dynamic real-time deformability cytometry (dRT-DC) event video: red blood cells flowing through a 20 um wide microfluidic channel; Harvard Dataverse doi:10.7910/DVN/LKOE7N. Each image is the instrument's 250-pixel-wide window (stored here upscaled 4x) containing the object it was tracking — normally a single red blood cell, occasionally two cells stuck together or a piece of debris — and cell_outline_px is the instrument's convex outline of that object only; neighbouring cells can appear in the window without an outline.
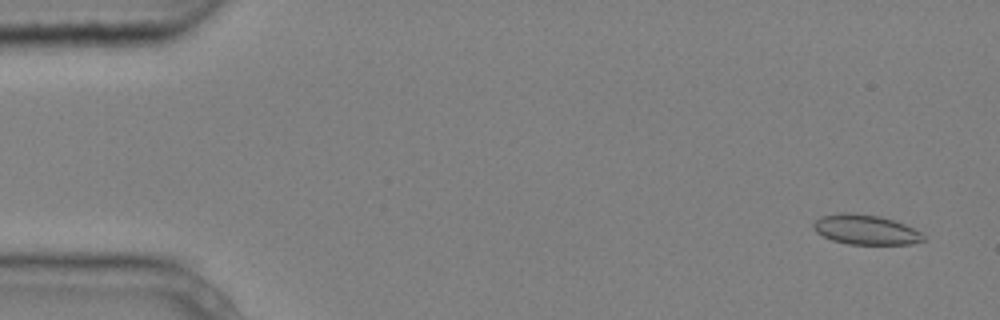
{"species": "common noctule bat (a hibernating species)", "species_latin": "Nyctalus noctula", "temperature_condition": "cold", "stored_images_in_passage": 4, "camera_frame_rate_fps": 3000, "um_per_image_px": 0.085, "animal": {"sex": "male", "body_mass_g": 20.4}, "frame": {"image": 1, "passage_image": 1, "time_ms": 0.0, "image_size_px": [1000, 320], "cell_outline_px": [[924, 240], [912, 244], [848, 244], [832, 240], [816, 232], [812, 228], [812, 224], [820, 216], [844, 212], [852, 212], [880, 216], [904, 224], [920, 232], [924, 236]], "centroid_in_image_um": [73.54, 19.51], "position_along_channel_um": 11.5, "area_um2": 19.07}}